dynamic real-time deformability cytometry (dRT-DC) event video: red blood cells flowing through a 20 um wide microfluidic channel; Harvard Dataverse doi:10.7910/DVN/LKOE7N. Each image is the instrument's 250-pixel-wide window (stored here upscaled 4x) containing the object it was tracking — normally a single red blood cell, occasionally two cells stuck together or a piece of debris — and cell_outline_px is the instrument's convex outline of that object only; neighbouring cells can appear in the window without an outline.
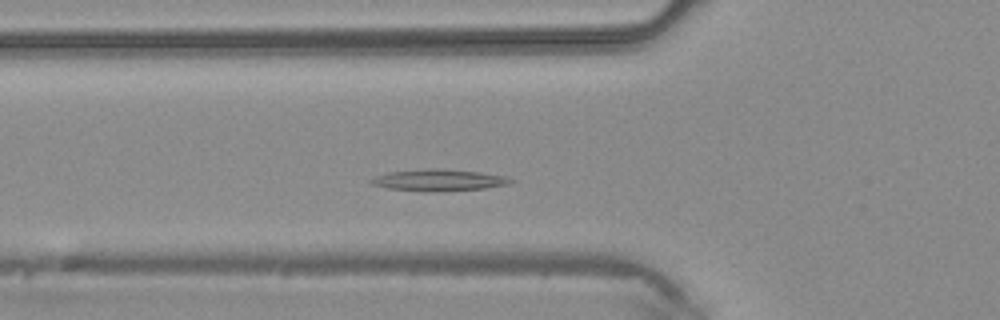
{"species": "common noctule bat (a hibernating species)", "species_latin": "Nyctalus noctula", "temperature_condition": "warm", "stored_images_in_passage": 30, "camera_frame_rate_fps": 3000, "um_per_image_px": 0.085, "animal": {"sex": "male", "body_mass_g": 20.4}, "frame": {"image": 1, "passage_image": 9, "time_ms": 2.667, "image_size_px": [1000, 320], "cell_outline_px": [[516, 180], [508, 184], [484, 188], [388, 188], [372, 184], [368, 180], [376, 176], [388, 172], [428, 168], [440, 168], [480, 172], [504, 176]], "centroid_in_image_um": [37.32, 15.23], "position_along_channel_um": 88.5, "area_um2": 16.13}}
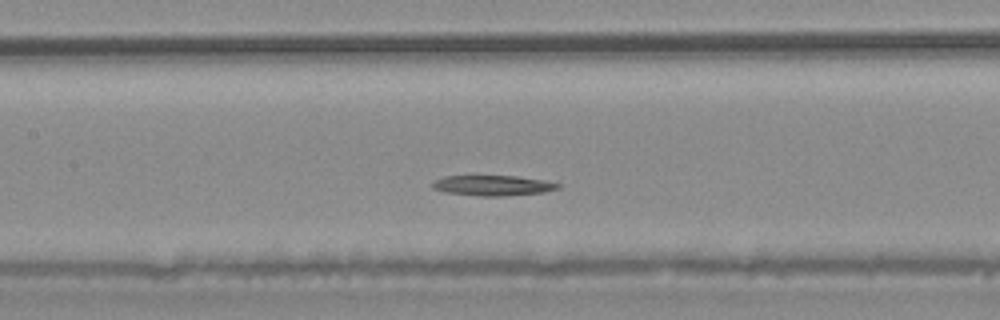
{"frame": {"image": 2, "passage_image": 14, "time_ms": 4.333, "image_size_px": [1000, 320], "cell_outline_px": [[564, 184], [560, 188], [544, 192], [504, 196], [480, 196], [444, 192], [432, 188], [432, 184], [436, 180], [444, 176], [516, 176], [544, 180]], "centroid_in_image_um": [41.94, 15.77], "position_along_channel_um": 165.5, "area_um2": 14.91}}
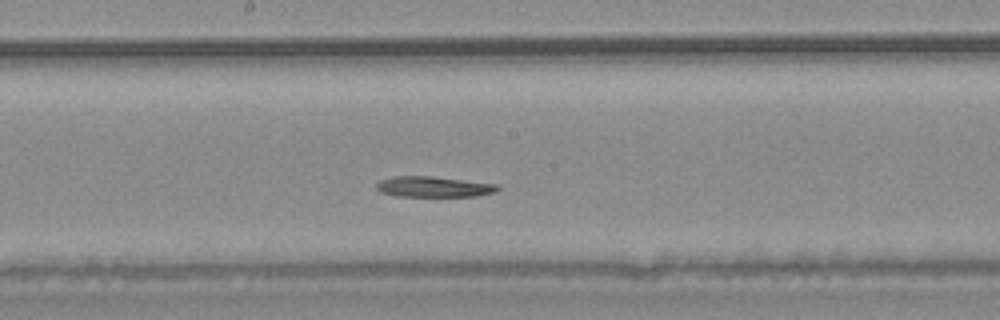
{"frame": {"image": 3, "passage_image": 17, "time_ms": 5.333, "image_size_px": [1000, 320], "cell_outline_px": [[500, 188], [496, 192], [476, 196], [396, 196], [380, 192], [376, 188], [376, 184], [380, 180], [396, 176], [432, 176], [500, 184]], "centroid_in_image_um": [36.9, 15.87], "position_along_channel_um": 211.3, "area_um2": 14.68}}